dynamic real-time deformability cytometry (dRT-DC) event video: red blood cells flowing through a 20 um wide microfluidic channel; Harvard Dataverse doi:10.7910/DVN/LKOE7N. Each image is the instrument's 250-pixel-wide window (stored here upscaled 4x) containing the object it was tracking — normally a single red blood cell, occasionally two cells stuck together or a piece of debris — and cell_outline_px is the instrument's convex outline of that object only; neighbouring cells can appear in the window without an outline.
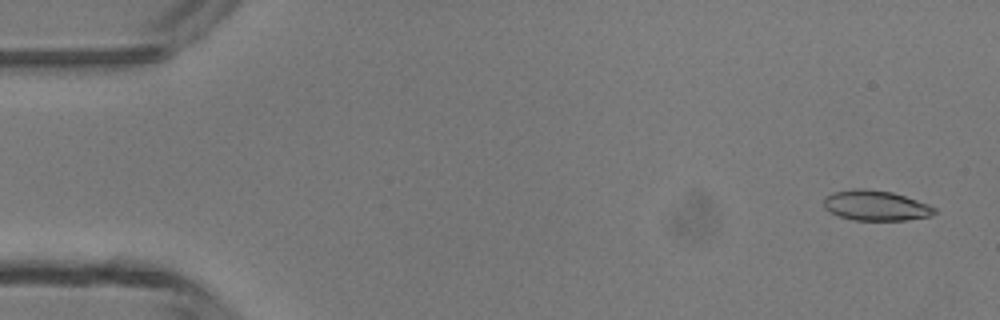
{"species": "common noctule bat (a hibernating species)", "species_latin": "Nyctalus noctula", "temperature_condition": "room temperature", "stored_images_in_passage": 5, "camera_frame_rate_fps": 3000, "um_per_image_px": 0.085, "animal": {"sex": "male", "body_mass_g": 13.3}, "frame": {"image": 1, "passage_image": 1, "time_ms": 0.0, "image_size_px": [1000, 320], "cell_outline_px": [[936, 212], [932, 216], [908, 220], [852, 220], [828, 212], [824, 208], [824, 196], [836, 192], [856, 188], [860, 188], [892, 192], [928, 204], [936, 208]], "centroid_in_image_um": [74.44, 17.48], "position_along_channel_um": 10.6, "area_um2": 19.48}}
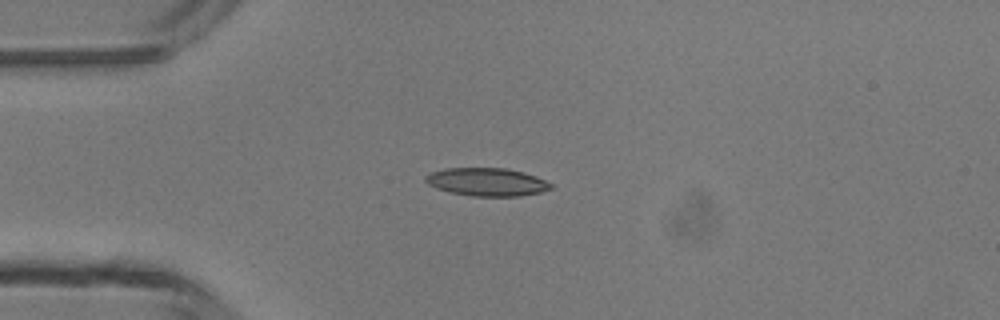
{"frame": {"image": 2, "passage_image": 4, "time_ms": 3.333, "image_size_px": [1000, 320], "cell_outline_px": [[552, 188], [540, 192], [520, 196], [472, 196], [448, 192], [436, 188], [428, 184], [424, 180], [424, 176], [432, 172], [444, 168], [504, 168], [524, 172], [536, 176], [552, 184]], "centroid_in_image_um": [41.35, 15.46], "position_along_channel_um": 43.6, "area_um2": 20.52}}